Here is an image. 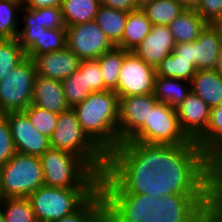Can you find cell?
I'll list each match as a JSON object with an SVG mask.
<instances>
[{
    "mask_svg": "<svg viewBox=\"0 0 222 222\" xmlns=\"http://www.w3.org/2000/svg\"><path fill=\"white\" fill-rule=\"evenodd\" d=\"M194 143L180 128L176 109L150 108L145 121L122 145L114 162L119 177L147 192L172 193L197 167Z\"/></svg>",
    "mask_w": 222,
    "mask_h": 222,
    "instance_id": "obj_1",
    "label": "cell"
},
{
    "mask_svg": "<svg viewBox=\"0 0 222 222\" xmlns=\"http://www.w3.org/2000/svg\"><path fill=\"white\" fill-rule=\"evenodd\" d=\"M73 109L83 131L115 162L122 155L118 141V95L113 90L93 92Z\"/></svg>",
    "mask_w": 222,
    "mask_h": 222,
    "instance_id": "obj_2",
    "label": "cell"
},
{
    "mask_svg": "<svg viewBox=\"0 0 222 222\" xmlns=\"http://www.w3.org/2000/svg\"><path fill=\"white\" fill-rule=\"evenodd\" d=\"M50 146L81 157L104 181L122 180L114 162L83 131L71 107L58 115Z\"/></svg>",
    "mask_w": 222,
    "mask_h": 222,
    "instance_id": "obj_3",
    "label": "cell"
},
{
    "mask_svg": "<svg viewBox=\"0 0 222 222\" xmlns=\"http://www.w3.org/2000/svg\"><path fill=\"white\" fill-rule=\"evenodd\" d=\"M44 185L58 188H99L105 181L79 156L50 147L40 157Z\"/></svg>",
    "mask_w": 222,
    "mask_h": 222,
    "instance_id": "obj_4",
    "label": "cell"
},
{
    "mask_svg": "<svg viewBox=\"0 0 222 222\" xmlns=\"http://www.w3.org/2000/svg\"><path fill=\"white\" fill-rule=\"evenodd\" d=\"M44 185L40 158L16 152L0 167L1 198H27Z\"/></svg>",
    "mask_w": 222,
    "mask_h": 222,
    "instance_id": "obj_5",
    "label": "cell"
},
{
    "mask_svg": "<svg viewBox=\"0 0 222 222\" xmlns=\"http://www.w3.org/2000/svg\"><path fill=\"white\" fill-rule=\"evenodd\" d=\"M97 189L42 185L27 198L38 222H52L76 211Z\"/></svg>",
    "mask_w": 222,
    "mask_h": 222,
    "instance_id": "obj_6",
    "label": "cell"
},
{
    "mask_svg": "<svg viewBox=\"0 0 222 222\" xmlns=\"http://www.w3.org/2000/svg\"><path fill=\"white\" fill-rule=\"evenodd\" d=\"M35 65L25 57L0 81V114L24 111L32 103Z\"/></svg>",
    "mask_w": 222,
    "mask_h": 222,
    "instance_id": "obj_7",
    "label": "cell"
},
{
    "mask_svg": "<svg viewBox=\"0 0 222 222\" xmlns=\"http://www.w3.org/2000/svg\"><path fill=\"white\" fill-rule=\"evenodd\" d=\"M118 222H183L182 200L174 193L147 192Z\"/></svg>",
    "mask_w": 222,
    "mask_h": 222,
    "instance_id": "obj_8",
    "label": "cell"
},
{
    "mask_svg": "<svg viewBox=\"0 0 222 222\" xmlns=\"http://www.w3.org/2000/svg\"><path fill=\"white\" fill-rule=\"evenodd\" d=\"M156 68L145 63L134 52L124 50V60L117 89L118 98L153 94Z\"/></svg>",
    "mask_w": 222,
    "mask_h": 222,
    "instance_id": "obj_9",
    "label": "cell"
},
{
    "mask_svg": "<svg viewBox=\"0 0 222 222\" xmlns=\"http://www.w3.org/2000/svg\"><path fill=\"white\" fill-rule=\"evenodd\" d=\"M181 200L183 222H222V187H192Z\"/></svg>",
    "mask_w": 222,
    "mask_h": 222,
    "instance_id": "obj_10",
    "label": "cell"
},
{
    "mask_svg": "<svg viewBox=\"0 0 222 222\" xmlns=\"http://www.w3.org/2000/svg\"><path fill=\"white\" fill-rule=\"evenodd\" d=\"M66 28V46L81 60L97 59L115 47L95 21Z\"/></svg>",
    "mask_w": 222,
    "mask_h": 222,
    "instance_id": "obj_11",
    "label": "cell"
},
{
    "mask_svg": "<svg viewBox=\"0 0 222 222\" xmlns=\"http://www.w3.org/2000/svg\"><path fill=\"white\" fill-rule=\"evenodd\" d=\"M129 187L124 180L105 181L76 211L52 222H95Z\"/></svg>",
    "mask_w": 222,
    "mask_h": 222,
    "instance_id": "obj_12",
    "label": "cell"
},
{
    "mask_svg": "<svg viewBox=\"0 0 222 222\" xmlns=\"http://www.w3.org/2000/svg\"><path fill=\"white\" fill-rule=\"evenodd\" d=\"M8 120L17 152L40 157L50 146V139L40 133L23 111L4 114Z\"/></svg>",
    "mask_w": 222,
    "mask_h": 222,
    "instance_id": "obj_13",
    "label": "cell"
},
{
    "mask_svg": "<svg viewBox=\"0 0 222 222\" xmlns=\"http://www.w3.org/2000/svg\"><path fill=\"white\" fill-rule=\"evenodd\" d=\"M158 103L153 94L119 99L118 141L122 145L145 121H148L150 108H154Z\"/></svg>",
    "mask_w": 222,
    "mask_h": 222,
    "instance_id": "obj_14",
    "label": "cell"
},
{
    "mask_svg": "<svg viewBox=\"0 0 222 222\" xmlns=\"http://www.w3.org/2000/svg\"><path fill=\"white\" fill-rule=\"evenodd\" d=\"M37 76L65 80L79 69L81 59L67 46L61 50L31 57Z\"/></svg>",
    "mask_w": 222,
    "mask_h": 222,
    "instance_id": "obj_15",
    "label": "cell"
},
{
    "mask_svg": "<svg viewBox=\"0 0 222 222\" xmlns=\"http://www.w3.org/2000/svg\"><path fill=\"white\" fill-rule=\"evenodd\" d=\"M180 128L194 143L206 130L210 120V107L191 92L176 108Z\"/></svg>",
    "mask_w": 222,
    "mask_h": 222,
    "instance_id": "obj_16",
    "label": "cell"
},
{
    "mask_svg": "<svg viewBox=\"0 0 222 222\" xmlns=\"http://www.w3.org/2000/svg\"><path fill=\"white\" fill-rule=\"evenodd\" d=\"M175 45L169 26L152 25L150 33L132 52L145 63L157 68L173 52Z\"/></svg>",
    "mask_w": 222,
    "mask_h": 222,
    "instance_id": "obj_17",
    "label": "cell"
},
{
    "mask_svg": "<svg viewBox=\"0 0 222 222\" xmlns=\"http://www.w3.org/2000/svg\"><path fill=\"white\" fill-rule=\"evenodd\" d=\"M222 45V33L216 24L208 23L199 38L193 41L194 68L196 70L215 69Z\"/></svg>",
    "mask_w": 222,
    "mask_h": 222,
    "instance_id": "obj_18",
    "label": "cell"
},
{
    "mask_svg": "<svg viewBox=\"0 0 222 222\" xmlns=\"http://www.w3.org/2000/svg\"><path fill=\"white\" fill-rule=\"evenodd\" d=\"M31 104L57 114L70 108L61 81L41 76L35 78Z\"/></svg>",
    "mask_w": 222,
    "mask_h": 222,
    "instance_id": "obj_19",
    "label": "cell"
},
{
    "mask_svg": "<svg viewBox=\"0 0 222 222\" xmlns=\"http://www.w3.org/2000/svg\"><path fill=\"white\" fill-rule=\"evenodd\" d=\"M191 92L199 96L210 108L222 104V75L212 70H196L190 81Z\"/></svg>",
    "mask_w": 222,
    "mask_h": 222,
    "instance_id": "obj_20",
    "label": "cell"
},
{
    "mask_svg": "<svg viewBox=\"0 0 222 222\" xmlns=\"http://www.w3.org/2000/svg\"><path fill=\"white\" fill-rule=\"evenodd\" d=\"M208 23L195 9H186L168 26L176 44L196 41Z\"/></svg>",
    "mask_w": 222,
    "mask_h": 222,
    "instance_id": "obj_21",
    "label": "cell"
},
{
    "mask_svg": "<svg viewBox=\"0 0 222 222\" xmlns=\"http://www.w3.org/2000/svg\"><path fill=\"white\" fill-rule=\"evenodd\" d=\"M190 93L189 81L155 76L153 95L160 103L176 108Z\"/></svg>",
    "mask_w": 222,
    "mask_h": 222,
    "instance_id": "obj_22",
    "label": "cell"
},
{
    "mask_svg": "<svg viewBox=\"0 0 222 222\" xmlns=\"http://www.w3.org/2000/svg\"><path fill=\"white\" fill-rule=\"evenodd\" d=\"M152 23L141 9L128 12L121 42L116 46L126 51H134L150 33Z\"/></svg>",
    "mask_w": 222,
    "mask_h": 222,
    "instance_id": "obj_23",
    "label": "cell"
},
{
    "mask_svg": "<svg viewBox=\"0 0 222 222\" xmlns=\"http://www.w3.org/2000/svg\"><path fill=\"white\" fill-rule=\"evenodd\" d=\"M222 158V135L199 157L196 169L172 192L182 198Z\"/></svg>",
    "mask_w": 222,
    "mask_h": 222,
    "instance_id": "obj_24",
    "label": "cell"
},
{
    "mask_svg": "<svg viewBox=\"0 0 222 222\" xmlns=\"http://www.w3.org/2000/svg\"><path fill=\"white\" fill-rule=\"evenodd\" d=\"M128 12L100 5L95 22L116 47L122 40Z\"/></svg>",
    "mask_w": 222,
    "mask_h": 222,
    "instance_id": "obj_25",
    "label": "cell"
},
{
    "mask_svg": "<svg viewBox=\"0 0 222 222\" xmlns=\"http://www.w3.org/2000/svg\"><path fill=\"white\" fill-rule=\"evenodd\" d=\"M99 7L98 0H62L61 9L65 26L94 21Z\"/></svg>",
    "mask_w": 222,
    "mask_h": 222,
    "instance_id": "obj_26",
    "label": "cell"
},
{
    "mask_svg": "<svg viewBox=\"0 0 222 222\" xmlns=\"http://www.w3.org/2000/svg\"><path fill=\"white\" fill-rule=\"evenodd\" d=\"M141 10L152 25L168 26L186 9L177 0H153Z\"/></svg>",
    "mask_w": 222,
    "mask_h": 222,
    "instance_id": "obj_27",
    "label": "cell"
},
{
    "mask_svg": "<svg viewBox=\"0 0 222 222\" xmlns=\"http://www.w3.org/2000/svg\"><path fill=\"white\" fill-rule=\"evenodd\" d=\"M146 193L130 186L95 222H118Z\"/></svg>",
    "mask_w": 222,
    "mask_h": 222,
    "instance_id": "obj_28",
    "label": "cell"
},
{
    "mask_svg": "<svg viewBox=\"0 0 222 222\" xmlns=\"http://www.w3.org/2000/svg\"><path fill=\"white\" fill-rule=\"evenodd\" d=\"M99 62L102 78L104 81V91L117 89L119 72L124 60V49L114 47L96 59Z\"/></svg>",
    "mask_w": 222,
    "mask_h": 222,
    "instance_id": "obj_29",
    "label": "cell"
},
{
    "mask_svg": "<svg viewBox=\"0 0 222 222\" xmlns=\"http://www.w3.org/2000/svg\"><path fill=\"white\" fill-rule=\"evenodd\" d=\"M67 28L46 29L39 34V39L25 52L31 58L47 52H54L66 47Z\"/></svg>",
    "mask_w": 222,
    "mask_h": 222,
    "instance_id": "obj_30",
    "label": "cell"
},
{
    "mask_svg": "<svg viewBox=\"0 0 222 222\" xmlns=\"http://www.w3.org/2000/svg\"><path fill=\"white\" fill-rule=\"evenodd\" d=\"M22 7L21 0H0V39L17 38Z\"/></svg>",
    "mask_w": 222,
    "mask_h": 222,
    "instance_id": "obj_31",
    "label": "cell"
},
{
    "mask_svg": "<svg viewBox=\"0 0 222 222\" xmlns=\"http://www.w3.org/2000/svg\"><path fill=\"white\" fill-rule=\"evenodd\" d=\"M24 12L20 23H38L47 29L63 28L65 26L61 6L45 7L42 9L22 7Z\"/></svg>",
    "mask_w": 222,
    "mask_h": 222,
    "instance_id": "obj_32",
    "label": "cell"
},
{
    "mask_svg": "<svg viewBox=\"0 0 222 222\" xmlns=\"http://www.w3.org/2000/svg\"><path fill=\"white\" fill-rule=\"evenodd\" d=\"M195 73L196 69L190 64V61L179 58L174 52L168 55L156 68V75L158 76L189 82Z\"/></svg>",
    "mask_w": 222,
    "mask_h": 222,
    "instance_id": "obj_33",
    "label": "cell"
},
{
    "mask_svg": "<svg viewBox=\"0 0 222 222\" xmlns=\"http://www.w3.org/2000/svg\"><path fill=\"white\" fill-rule=\"evenodd\" d=\"M5 222H38L28 198H1Z\"/></svg>",
    "mask_w": 222,
    "mask_h": 222,
    "instance_id": "obj_34",
    "label": "cell"
},
{
    "mask_svg": "<svg viewBox=\"0 0 222 222\" xmlns=\"http://www.w3.org/2000/svg\"><path fill=\"white\" fill-rule=\"evenodd\" d=\"M25 57V51L20 46L17 38L0 39V81Z\"/></svg>",
    "mask_w": 222,
    "mask_h": 222,
    "instance_id": "obj_35",
    "label": "cell"
},
{
    "mask_svg": "<svg viewBox=\"0 0 222 222\" xmlns=\"http://www.w3.org/2000/svg\"><path fill=\"white\" fill-rule=\"evenodd\" d=\"M222 135V104L210 108V120L205 132L194 142L200 157Z\"/></svg>",
    "mask_w": 222,
    "mask_h": 222,
    "instance_id": "obj_36",
    "label": "cell"
},
{
    "mask_svg": "<svg viewBox=\"0 0 222 222\" xmlns=\"http://www.w3.org/2000/svg\"><path fill=\"white\" fill-rule=\"evenodd\" d=\"M61 83L66 102L71 108L83 102L92 93L86 88L85 74L80 69Z\"/></svg>",
    "mask_w": 222,
    "mask_h": 222,
    "instance_id": "obj_37",
    "label": "cell"
},
{
    "mask_svg": "<svg viewBox=\"0 0 222 222\" xmlns=\"http://www.w3.org/2000/svg\"><path fill=\"white\" fill-rule=\"evenodd\" d=\"M23 112L28 116L31 124L50 139L56 128L59 114L39 108L34 104H30Z\"/></svg>",
    "mask_w": 222,
    "mask_h": 222,
    "instance_id": "obj_38",
    "label": "cell"
},
{
    "mask_svg": "<svg viewBox=\"0 0 222 222\" xmlns=\"http://www.w3.org/2000/svg\"><path fill=\"white\" fill-rule=\"evenodd\" d=\"M79 69L85 74L86 88L93 92L104 91V81L96 59L81 60Z\"/></svg>",
    "mask_w": 222,
    "mask_h": 222,
    "instance_id": "obj_39",
    "label": "cell"
},
{
    "mask_svg": "<svg viewBox=\"0 0 222 222\" xmlns=\"http://www.w3.org/2000/svg\"><path fill=\"white\" fill-rule=\"evenodd\" d=\"M16 152L8 120L4 114H0V167L6 164Z\"/></svg>",
    "mask_w": 222,
    "mask_h": 222,
    "instance_id": "obj_40",
    "label": "cell"
},
{
    "mask_svg": "<svg viewBox=\"0 0 222 222\" xmlns=\"http://www.w3.org/2000/svg\"><path fill=\"white\" fill-rule=\"evenodd\" d=\"M46 29L38 23H24L22 27L20 26L17 39L22 49L26 52L39 39V34Z\"/></svg>",
    "mask_w": 222,
    "mask_h": 222,
    "instance_id": "obj_41",
    "label": "cell"
},
{
    "mask_svg": "<svg viewBox=\"0 0 222 222\" xmlns=\"http://www.w3.org/2000/svg\"><path fill=\"white\" fill-rule=\"evenodd\" d=\"M197 13L210 24H216L222 17V0H200Z\"/></svg>",
    "mask_w": 222,
    "mask_h": 222,
    "instance_id": "obj_42",
    "label": "cell"
},
{
    "mask_svg": "<svg viewBox=\"0 0 222 222\" xmlns=\"http://www.w3.org/2000/svg\"><path fill=\"white\" fill-rule=\"evenodd\" d=\"M193 187H222V158Z\"/></svg>",
    "mask_w": 222,
    "mask_h": 222,
    "instance_id": "obj_43",
    "label": "cell"
},
{
    "mask_svg": "<svg viewBox=\"0 0 222 222\" xmlns=\"http://www.w3.org/2000/svg\"><path fill=\"white\" fill-rule=\"evenodd\" d=\"M100 5L123 10L126 12L137 10L135 0H98Z\"/></svg>",
    "mask_w": 222,
    "mask_h": 222,
    "instance_id": "obj_44",
    "label": "cell"
},
{
    "mask_svg": "<svg viewBox=\"0 0 222 222\" xmlns=\"http://www.w3.org/2000/svg\"><path fill=\"white\" fill-rule=\"evenodd\" d=\"M173 52L179 56V58L189 60L190 64L194 67L193 42L176 44Z\"/></svg>",
    "mask_w": 222,
    "mask_h": 222,
    "instance_id": "obj_45",
    "label": "cell"
},
{
    "mask_svg": "<svg viewBox=\"0 0 222 222\" xmlns=\"http://www.w3.org/2000/svg\"><path fill=\"white\" fill-rule=\"evenodd\" d=\"M25 8L42 9L45 7L61 6L62 0H21Z\"/></svg>",
    "mask_w": 222,
    "mask_h": 222,
    "instance_id": "obj_46",
    "label": "cell"
},
{
    "mask_svg": "<svg viewBox=\"0 0 222 222\" xmlns=\"http://www.w3.org/2000/svg\"><path fill=\"white\" fill-rule=\"evenodd\" d=\"M185 9H196L200 0H177Z\"/></svg>",
    "mask_w": 222,
    "mask_h": 222,
    "instance_id": "obj_47",
    "label": "cell"
},
{
    "mask_svg": "<svg viewBox=\"0 0 222 222\" xmlns=\"http://www.w3.org/2000/svg\"><path fill=\"white\" fill-rule=\"evenodd\" d=\"M214 70L219 72L222 75V45L220 48V52H219Z\"/></svg>",
    "mask_w": 222,
    "mask_h": 222,
    "instance_id": "obj_48",
    "label": "cell"
},
{
    "mask_svg": "<svg viewBox=\"0 0 222 222\" xmlns=\"http://www.w3.org/2000/svg\"><path fill=\"white\" fill-rule=\"evenodd\" d=\"M153 0H135V7L142 9L145 5L151 3Z\"/></svg>",
    "mask_w": 222,
    "mask_h": 222,
    "instance_id": "obj_49",
    "label": "cell"
},
{
    "mask_svg": "<svg viewBox=\"0 0 222 222\" xmlns=\"http://www.w3.org/2000/svg\"><path fill=\"white\" fill-rule=\"evenodd\" d=\"M0 222H5V218L3 215V210H2L1 204H0Z\"/></svg>",
    "mask_w": 222,
    "mask_h": 222,
    "instance_id": "obj_50",
    "label": "cell"
},
{
    "mask_svg": "<svg viewBox=\"0 0 222 222\" xmlns=\"http://www.w3.org/2000/svg\"><path fill=\"white\" fill-rule=\"evenodd\" d=\"M216 25L220 30H222V17L217 21Z\"/></svg>",
    "mask_w": 222,
    "mask_h": 222,
    "instance_id": "obj_51",
    "label": "cell"
}]
</instances>
